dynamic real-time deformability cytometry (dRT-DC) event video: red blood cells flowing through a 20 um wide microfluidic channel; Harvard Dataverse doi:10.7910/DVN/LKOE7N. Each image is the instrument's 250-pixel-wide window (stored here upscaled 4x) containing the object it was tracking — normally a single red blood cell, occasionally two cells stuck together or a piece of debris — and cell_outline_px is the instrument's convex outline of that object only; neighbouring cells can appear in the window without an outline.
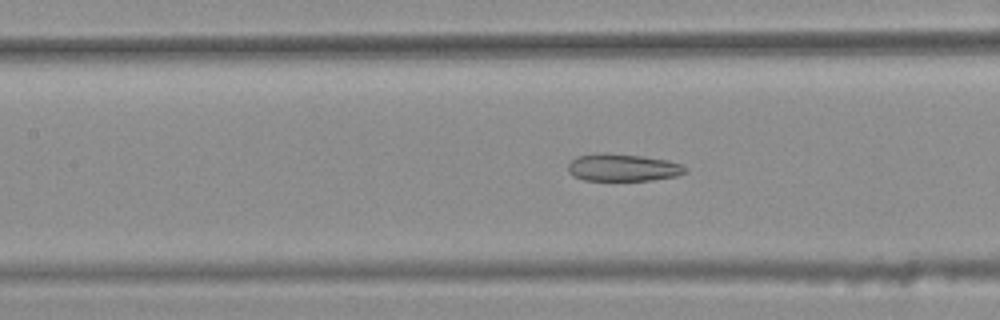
{"species": "common noctule bat (a hibernating species)", "species_latin": "Nyctalus noctula", "temperature_condition": "warm", "stored_images_in_passage": 36, "camera_frame_rate_fps": 3000, "um_per_image_px": 0.085, "animal": {"sex": "female", "body_mass_g": 25.1}, "frame": {"image": 1, "passage_image": 13, "time_ms": 4.0, "image_size_px": [1000, 320], "cell_outline_px": [[688, 172], [676, 176], [652, 180], [584, 180], [572, 176], [568, 172], [568, 164], [576, 156], [604, 152], [608, 152], [644, 156], [668, 160], [680, 164], [688, 168]], "centroid_in_image_um": [52.94, 14.23], "position_along_channel_um": 154.5, "area_um2": 18.96}}
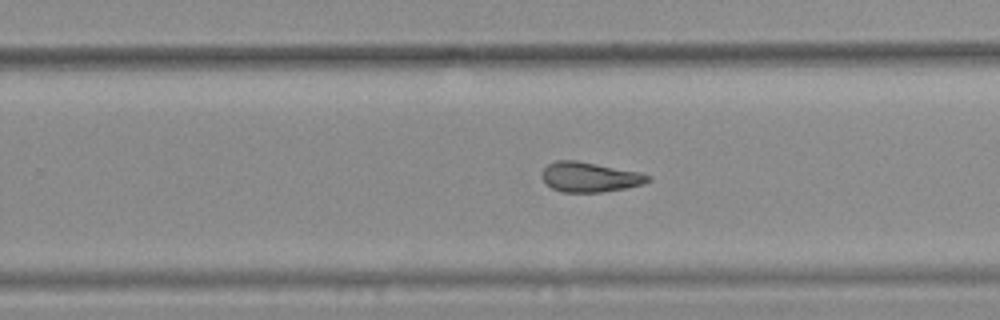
{"frame": {"image": 2, "passage_image": 23, "time_ms": 7.333, "image_size_px": [1000, 320], "cell_outline_px": [[652, 180], [644, 184], [624, 188], [600, 192], [560, 192], [552, 188], [540, 176], [544, 168], [548, 164], [556, 160], [576, 160], [640, 172], [652, 176]], "centroid_in_image_um": [50.14, 15.04], "position_along_channel_um": 279.7, "area_um2": 18.5}}
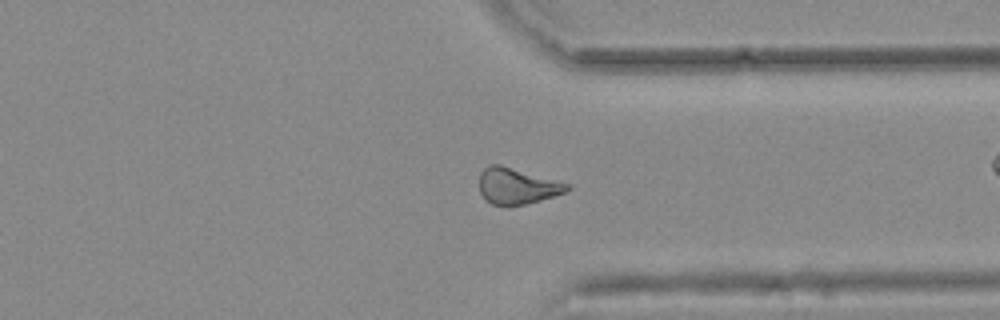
{"frame": {"image": 3, "passage_image": 30, "time_ms": 9.667, "image_size_px": [1000, 320], "cell_outline_px": [[572, 188], [564, 192], [540, 200], [524, 204], [504, 208], [492, 204], [484, 200], [480, 192], [480, 172], [488, 164], [500, 164], [572, 184]], "centroid_in_image_um": [43.93, 15.82], "position_along_channel_um": 367.5, "area_um2": 18.84}, "authors_computed_cell_mechanics": {"area_um2": 18.8717, "velocity_mm_per_s": 3.7651, "shape_relaxation_time_tau1_ms": null, "shape_relaxation_time_tau2_ms": 3.2218, "deformation_change_tau1": null, "deformation_change_tau2": 0.1226}}